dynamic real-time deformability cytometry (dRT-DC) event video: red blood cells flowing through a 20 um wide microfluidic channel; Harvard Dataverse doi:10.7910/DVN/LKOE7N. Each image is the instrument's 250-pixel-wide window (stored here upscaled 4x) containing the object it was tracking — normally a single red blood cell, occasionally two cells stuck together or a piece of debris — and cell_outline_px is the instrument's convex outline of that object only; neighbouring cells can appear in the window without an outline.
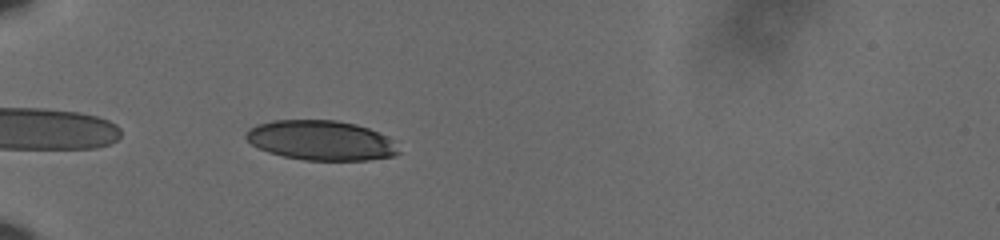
{"species": "human", "species_latin": "Homo sapiens", "temperature_condition": "cold", "stored_images_in_passage": 20, "camera_frame_rate_fps": 3000, "um_per_image_px": 0.085, "donor": {"sex": "male"}, "frame": {"image": 1, "passage_image": 2, "time_ms": 0.333, "image_size_px": [1000, 240], "cell_outline_px": [[400, 152], [392, 156], [368, 160], [304, 160], [284, 156], [268, 152], [252, 144], [244, 136], [244, 132], [248, 128], [256, 124], [272, 120], [336, 120], [356, 124], [368, 128], [384, 136]], "centroid_in_image_um": [27.19, 11.92], "position_along_channel_um": 57.8, "area_um2": 35.03}}
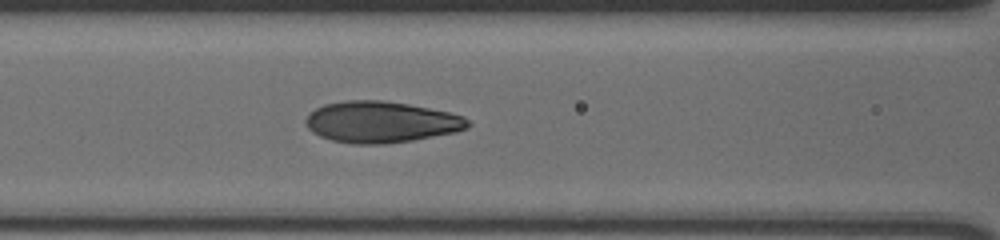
{"frame": {"image": 2, "passage_image": 10, "time_ms": 3.0, "image_size_px": [1000, 240], "cell_outline_px": [[472, 124], [468, 128], [456, 132], [412, 140], [384, 144], [352, 144], [332, 140], [320, 136], [312, 132], [308, 128], [304, 120], [316, 108], [324, 104], [344, 100], [380, 100], [408, 104], [448, 112], [464, 116]], "centroid_in_image_um": [32.39, 10.37], "position_along_channel_um": 134.2, "area_um2": 39.02}}
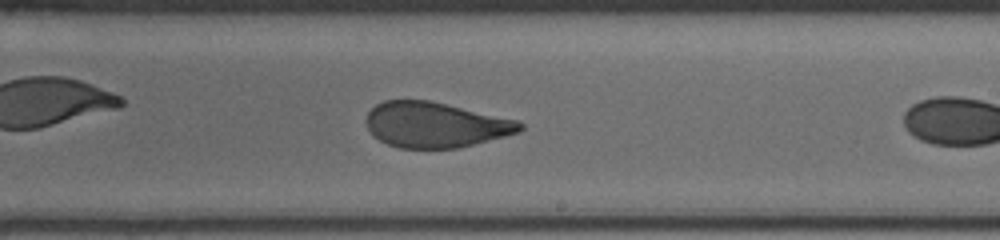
{"frame": {"image": 3, "passage_image": 16, "time_ms": 5.0, "image_size_px": [1000, 240], "cell_outline_px": [[524, 128], [520, 132], [460, 148], [400, 148], [388, 144], [372, 136], [364, 120], [368, 112], [376, 104], [384, 100], [428, 100], [520, 120], [524, 124]], "centroid_in_image_um": [37.01, 10.61], "position_along_channel_um": 252.0, "area_um2": 40.92}}